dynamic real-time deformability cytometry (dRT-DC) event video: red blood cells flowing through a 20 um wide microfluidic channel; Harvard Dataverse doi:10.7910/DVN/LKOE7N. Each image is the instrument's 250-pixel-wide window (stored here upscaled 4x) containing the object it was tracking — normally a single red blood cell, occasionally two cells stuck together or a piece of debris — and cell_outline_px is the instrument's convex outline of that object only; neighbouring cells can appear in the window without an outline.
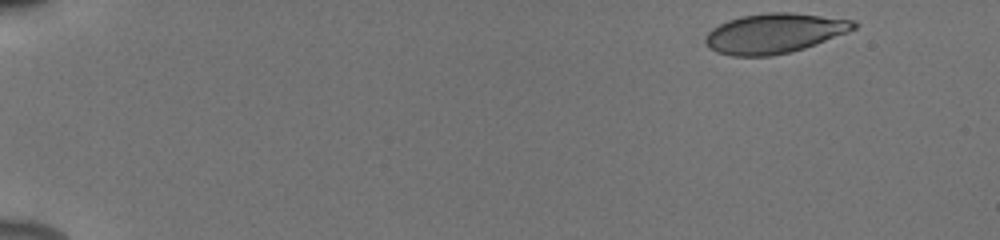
{"species": "human", "species_latin": "Homo sapiens", "temperature_condition": "cold", "stored_images_in_passage": 48, "camera_frame_rate_fps": 3000, "um_per_image_px": 0.085, "donor": {"sex": "male"}, "frame": {"image": 1, "passage_image": 1, "time_ms": 0.0, "image_size_px": [1000, 240], "cell_outline_px": [[860, 24], [856, 28], [848, 32], [804, 48], [772, 56], [732, 56], [716, 52], [708, 48], [704, 44], [704, 36], [712, 28], [728, 20], [740, 16], [768, 12], [792, 12], [856, 20]], "centroid_in_image_um": [65.81, 2.82], "position_along_channel_um": 19.2, "area_um2": 34.74}}
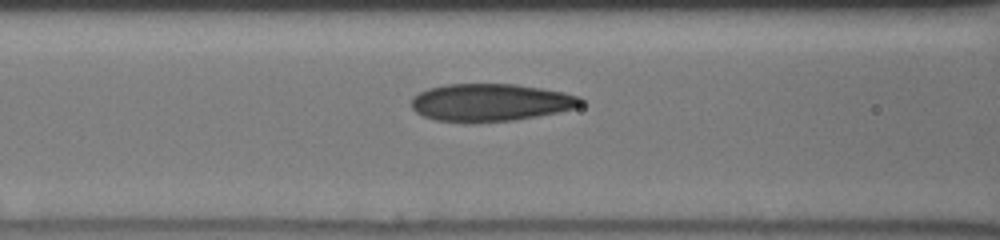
{"frame": {"image": 2, "passage_image": 20, "time_ms": 6.333, "image_size_px": [1000, 240], "cell_outline_px": [[584, 104], [576, 108], [560, 112], [512, 120], [436, 120], [424, 116], [416, 112], [412, 108], [412, 96], [428, 88], [448, 84], [516, 84], [564, 92], [580, 96], [584, 100]], "centroid_in_image_um": [41.76, 8.67], "position_along_channel_um": 124.8, "area_um2": 36.41}}
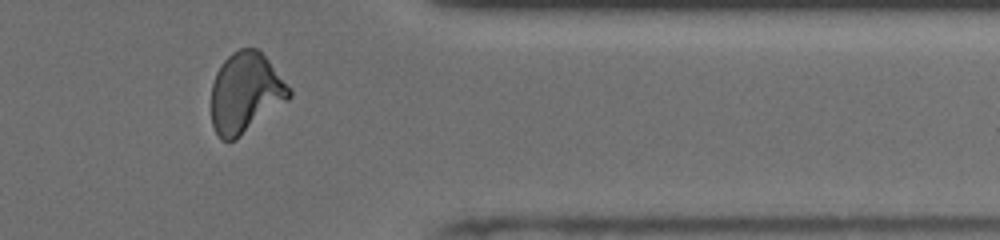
{"frame": {"image": 3, "passage_image": 41, "time_ms": 13.333, "image_size_px": [1000, 240], "cell_outline_px": [[292, 96], [288, 100], [236, 140], [220, 140], [212, 124], [212, 84], [216, 72], [220, 64], [232, 52], [240, 48], [256, 48], [268, 60], [292, 88]], "centroid_in_image_um": [20.88, 7.89], "position_along_channel_um": 390.5, "area_um2": 36.53}, "authors_computed_cell_mechanics": {"area_um2": 35.5181, "velocity_mm_per_s": 3.9219, "shape_relaxation_time_tau1_ms": 5.0256, "shape_relaxation_time_tau2_ms": 1.555, "deformation_change_tau1": 0.1713, "deformation_change_tau2": 0.068}}